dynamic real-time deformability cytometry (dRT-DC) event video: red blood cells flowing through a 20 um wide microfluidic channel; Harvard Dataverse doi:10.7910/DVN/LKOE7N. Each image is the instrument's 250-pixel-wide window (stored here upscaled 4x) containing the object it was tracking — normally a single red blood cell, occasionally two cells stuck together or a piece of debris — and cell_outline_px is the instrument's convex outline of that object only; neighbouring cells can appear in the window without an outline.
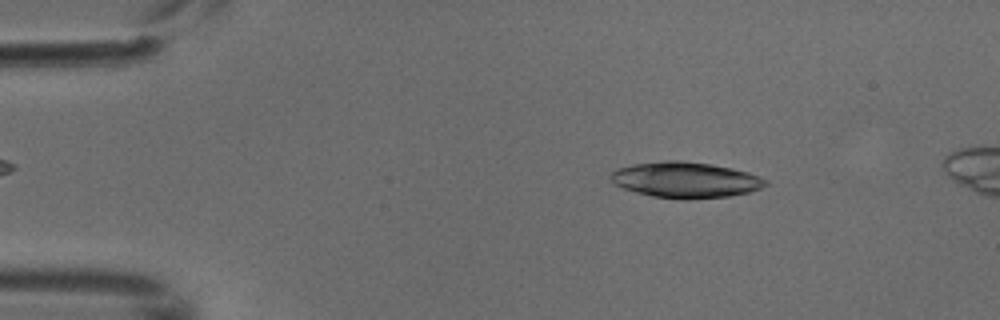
{"species": "common noctule bat (a hibernating species)", "species_latin": "Nyctalus noctula", "temperature_condition": "cold", "stored_images_in_passage": 3, "camera_frame_rate_fps": 3000, "um_per_image_px": 0.085, "animal": {"sex": "male", "body_mass_g": 18.8}, "frame": {"image": 1, "passage_image": 1, "time_ms": 0.0, "image_size_px": [1000, 320], "cell_outline_px": [[768, 184], [760, 188], [748, 192], [728, 196], [692, 200], [680, 200], [652, 196], [636, 192], [624, 188], [616, 184], [608, 176], [616, 168], [632, 164], [664, 160], [680, 160], [712, 164], [732, 168], [748, 172], [768, 180]], "centroid_in_image_um": [58.26, 15.29], "position_along_channel_um": 26.7, "area_um2": 32.6}}